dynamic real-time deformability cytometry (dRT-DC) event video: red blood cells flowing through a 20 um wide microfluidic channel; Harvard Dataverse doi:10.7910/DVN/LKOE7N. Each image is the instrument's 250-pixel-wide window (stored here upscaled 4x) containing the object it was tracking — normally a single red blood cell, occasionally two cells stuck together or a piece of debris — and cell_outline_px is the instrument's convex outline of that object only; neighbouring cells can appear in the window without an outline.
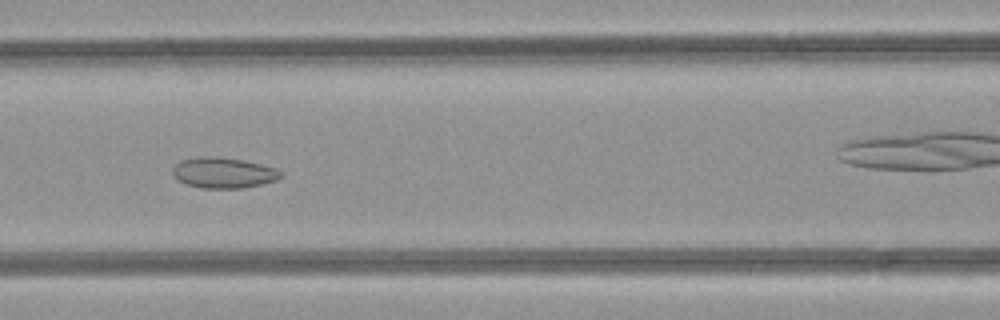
{"species": "common noctule bat (a hibernating species)", "species_latin": "Nyctalus noctula", "temperature_condition": "room temperature", "stored_images_in_passage": 38, "camera_frame_rate_fps": 3000, "um_per_image_px": 0.085, "animal": {"sex": "female", "body_mass_g": 21.9}, "frame": {"image": 1, "passage_image": 13, "time_ms": 4.0, "image_size_px": [1000, 320], "cell_outline_px": [[284, 176], [276, 180], [244, 188], [200, 188], [188, 184], [180, 180], [172, 172], [172, 168], [180, 160], [200, 156], [208, 156], [244, 160], [276, 168], [284, 172]], "centroid_in_image_um": [19.03, 14.68], "position_along_channel_um": 147.6, "area_um2": 19.25}}
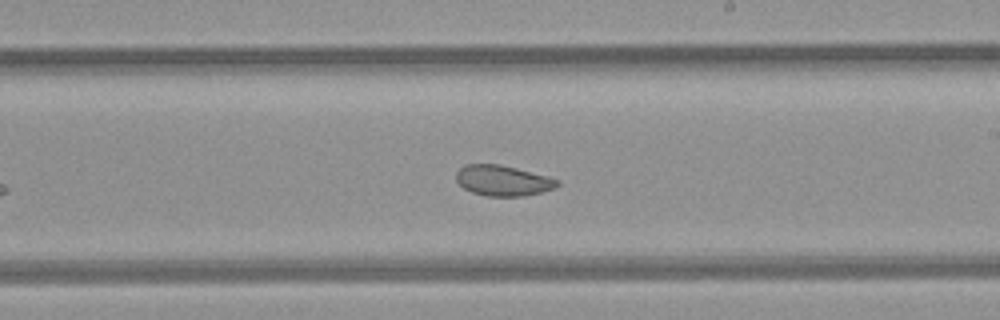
{"frame": {"image": 2, "passage_image": 20, "time_ms": 6.333, "image_size_px": [1000, 320], "cell_outline_px": [[560, 184], [556, 188], [524, 196], [484, 196], [472, 192], [464, 188], [456, 180], [456, 172], [464, 164], [500, 164], [548, 176], [560, 180]], "centroid_in_image_um": [42.75, 15.35], "position_along_channel_um": 246.2, "area_um2": 18.09}}
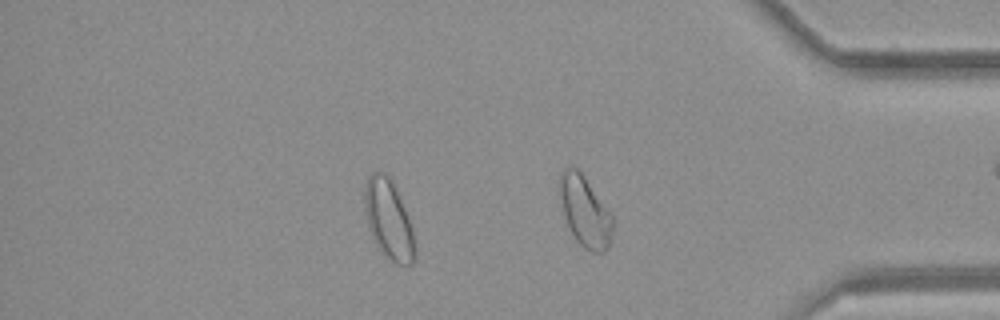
{"frame": {"image": 3, "passage_image": 31, "time_ms": 10.0, "image_size_px": [1000, 320], "cell_outline_px": [[416, 256], [412, 264], [396, 264], [376, 244], [372, 236], [368, 224], [364, 204], [364, 188], [368, 176], [372, 172], [388, 172], [392, 180], [408, 216], [412, 228], [416, 244]], "centroid_in_image_um": [33.05, 18.62], "position_along_channel_um": 402.2, "area_um2": 23.12}, "authors_computed_cell_mechanics": {"area_um2": 20.1144, "velocity_mm_per_s": 4.2426, "shape_relaxation_time_tau1_ms": null, "shape_relaxation_time_tau2_ms": 2.2553, "deformation_change_tau1": null, "deformation_change_tau2": 0.0761}}